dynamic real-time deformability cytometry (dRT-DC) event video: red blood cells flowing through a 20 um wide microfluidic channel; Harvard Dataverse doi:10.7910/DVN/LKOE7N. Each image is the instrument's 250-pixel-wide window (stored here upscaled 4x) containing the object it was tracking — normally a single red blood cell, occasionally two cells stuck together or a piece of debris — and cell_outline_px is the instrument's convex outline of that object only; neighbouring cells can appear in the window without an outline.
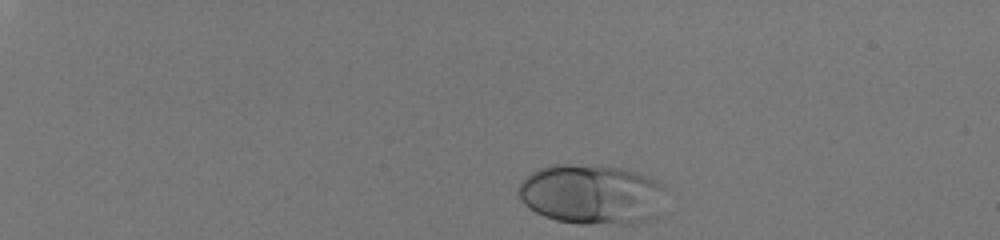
{"species": "human", "species_latin": "Homo sapiens", "temperature_condition": "room temperature", "stored_images_in_passage": 37, "camera_frame_rate_fps": 3000, "um_per_image_px": 0.085, "donor": {"sex": "male"}, "frame": {"image": 1, "passage_image": 1, "time_ms": 0.0, "image_size_px": [1000, 240], "cell_outline_px": [[664, 184], [652, 216], [648, 220], [628, 224], [580, 224], [556, 220], [544, 216], [528, 208], [520, 200], [516, 192], [524, 176], [540, 168], [552, 164], [572, 164], [620, 168], [640, 172]], "centroid_in_image_um": [50.18, 16.51], "position_along_channel_um": 34.8, "area_um2": 51.15}}
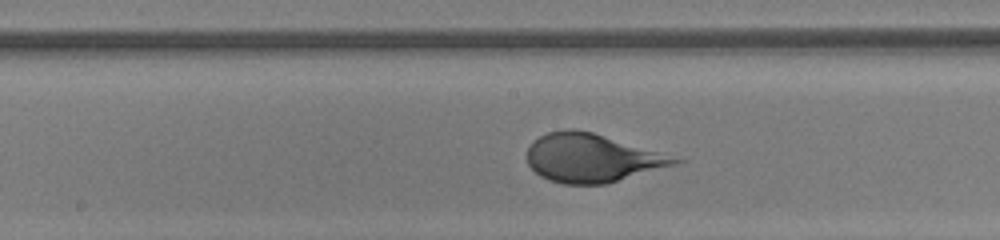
{"frame": {"image": 2, "passage_image": 22, "time_ms": 7.0, "image_size_px": [1000, 240], "cell_outline_px": [[684, 160], [676, 164], [604, 184], [564, 184], [548, 180], [540, 176], [528, 164], [528, 148], [532, 140], [548, 132], [568, 128], [572, 128], [592, 132]], "centroid_in_image_um": [50.23, 13.43], "position_along_channel_um": 198.0, "area_um2": 40.92}}
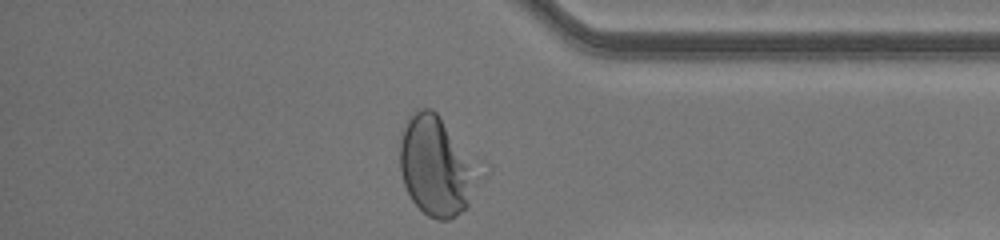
{"frame": {"image": 3, "passage_image": 37, "time_ms": 12.0, "image_size_px": [1000, 240], "cell_outline_px": [[476, 180], [468, 208], [456, 216], [448, 220], [436, 220], [428, 216], [412, 200], [404, 184], [400, 172], [400, 136], [408, 116], [412, 112], [420, 108], [432, 108], [436, 112]], "centroid_in_image_um": [36.89, 14.2], "position_along_channel_um": 398.3, "area_um2": 42.48}}